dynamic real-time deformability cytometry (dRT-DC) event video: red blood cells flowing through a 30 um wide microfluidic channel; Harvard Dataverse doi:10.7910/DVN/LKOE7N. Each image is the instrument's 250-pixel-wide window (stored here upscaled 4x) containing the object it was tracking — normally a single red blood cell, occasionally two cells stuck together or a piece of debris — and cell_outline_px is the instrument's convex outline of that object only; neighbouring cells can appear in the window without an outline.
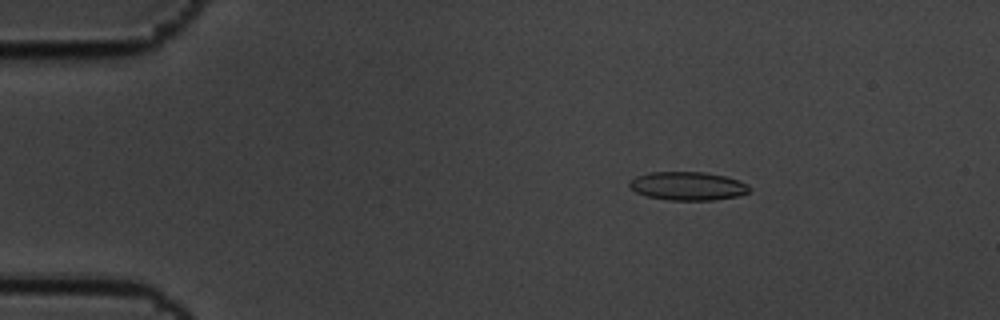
{"species": "common noctule bat (a hibernating species)", "species_latin": "Nyctalus noctula", "temperature_condition": "cold", "stored_images_in_passage": 4, "camera_frame_rate_fps": 3000, "um_per_image_px": 0.085, "animal": {"sex": "male", "body_mass_g": 19.5, "forearm_length_mm": 54.6}, "frame": {"image": 1, "passage_image": 2, "time_ms": 0.333, "image_size_px": [1000, 320], "cell_outline_px": [[752, 188], [748, 192], [736, 196], [712, 200], [668, 200], [648, 196], [636, 192], [628, 188], [628, 180], [636, 176], [648, 172], [704, 172], [724, 176], [748, 184]], "centroid_in_image_um": [58.4, 15.8], "position_along_channel_um": 26.6, "area_um2": 19.94}}